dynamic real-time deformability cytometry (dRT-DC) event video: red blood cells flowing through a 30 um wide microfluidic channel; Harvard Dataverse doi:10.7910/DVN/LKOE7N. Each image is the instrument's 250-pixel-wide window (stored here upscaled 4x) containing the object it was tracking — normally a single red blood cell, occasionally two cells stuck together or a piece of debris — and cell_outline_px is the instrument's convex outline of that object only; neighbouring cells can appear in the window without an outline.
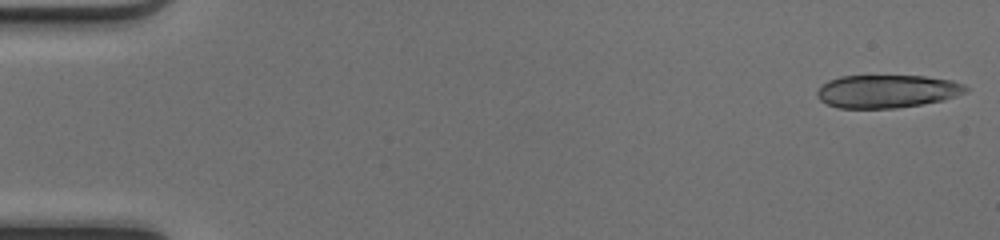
{"species": "common noctule bat (a hibernating species)", "species_latin": "Nyctalus noctula", "temperature_condition": "cold", "stored_images_in_passage": 18, "camera_frame_rate_fps": 3000, "um_per_image_px": 0.085, "animal": {"sex": "female", "body_mass_g": 17.0, "forearm_length_mm": 48.0}, "frame": {"image": 1, "passage_image": 1, "time_ms": 0.0, "image_size_px": [1000, 240], "cell_outline_px": [[968, 92], [944, 100], [896, 108], [840, 108], [828, 104], [820, 100], [816, 96], [816, 92], [820, 84], [828, 80], [840, 76], [924, 76], [952, 80], [964, 84], [968, 88]], "centroid_in_image_um": [75.39, 7.75], "position_along_channel_um": 9.6, "area_um2": 28.78}}